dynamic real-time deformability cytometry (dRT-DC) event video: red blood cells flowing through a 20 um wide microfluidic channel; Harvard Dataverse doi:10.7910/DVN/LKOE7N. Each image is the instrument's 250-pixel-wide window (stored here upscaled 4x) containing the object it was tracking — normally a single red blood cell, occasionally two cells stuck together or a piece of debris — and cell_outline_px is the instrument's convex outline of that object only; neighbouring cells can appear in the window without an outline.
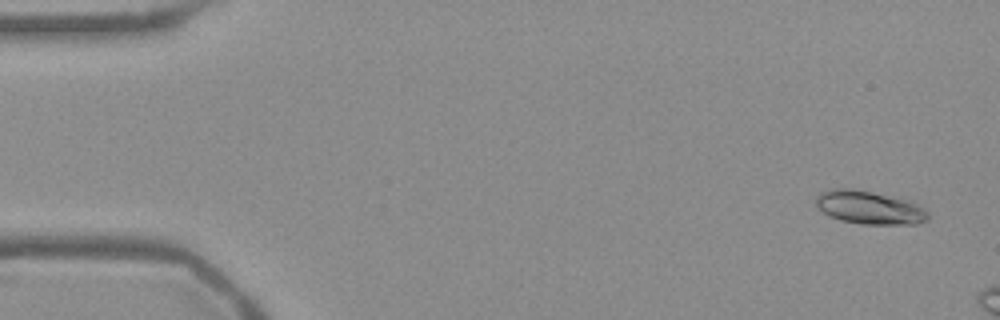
{"species": "Egyptian fruit bat (a non-hibernating species)", "species_latin": "Rousettus aegyptiacus", "temperature_condition": "warm", "stored_images_in_passage": 13, "camera_frame_rate_fps": 3000, "um_per_image_px": 0.085, "frame": {"image": 1, "passage_image": 3, "time_ms": 0.667, "image_size_px": [1000, 320], "cell_outline_px": [[928, 220], [916, 224], [860, 224], [840, 220], [828, 216], [816, 204], [816, 196], [820, 192], [832, 188], [852, 188], [872, 192], [908, 200], [924, 208], [928, 212]], "centroid_in_image_um": [73.88, 17.64], "position_along_channel_um": 11.1, "area_um2": 21.73}}